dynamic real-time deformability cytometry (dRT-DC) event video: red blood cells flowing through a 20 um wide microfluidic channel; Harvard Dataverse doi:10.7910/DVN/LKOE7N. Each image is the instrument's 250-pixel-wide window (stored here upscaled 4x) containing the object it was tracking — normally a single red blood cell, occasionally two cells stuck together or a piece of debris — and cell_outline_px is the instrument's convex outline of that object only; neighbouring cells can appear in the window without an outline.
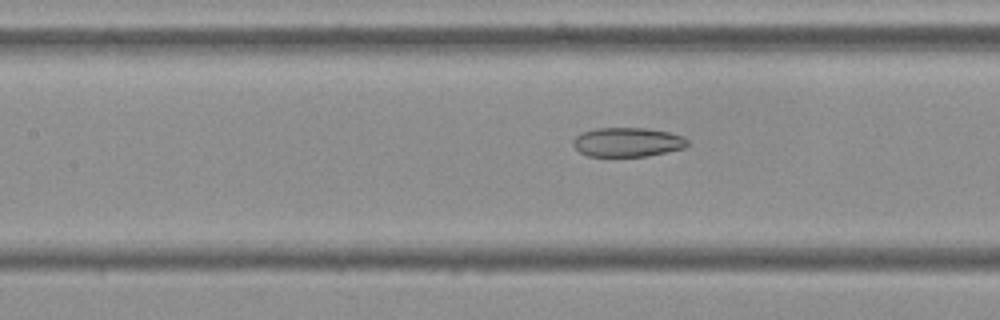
{"species": "Egyptian fruit bat (a non-hibernating species)", "species_latin": "Rousettus aegyptiacus", "temperature_condition": "cold", "stored_images_in_passage": 55, "camera_frame_rate_fps": 3000, "um_per_image_px": 0.085, "frame": {"image": 1, "passage_image": 24, "time_ms": 7.667, "image_size_px": [1000, 320], "cell_outline_px": [[688, 144], [684, 148], [648, 156], [588, 156], [580, 152], [572, 144], [572, 140], [576, 136], [584, 132], [596, 128], [644, 128], [668, 132], [684, 136], [688, 140]], "centroid_in_image_um": [53.34, 12.08], "position_along_channel_um": 154.1, "area_um2": 19.42}}
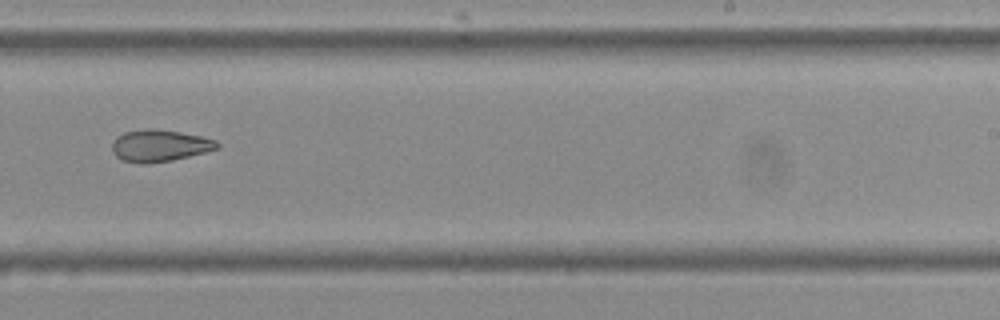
{"frame": {"image": 2, "passage_image": 34, "time_ms": 11.0, "image_size_px": [1000, 320], "cell_outline_px": [[220, 148], [172, 160], [144, 164], [124, 160], [116, 156], [112, 152], [112, 144], [116, 136], [124, 132], [148, 128], [152, 128], [180, 132], [200, 136], [216, 140], [220, 144]], "centroid_in_image_um": [13.56, 12.37], "position_along_channel_um": 275.4, "area_um2": 19.42}}
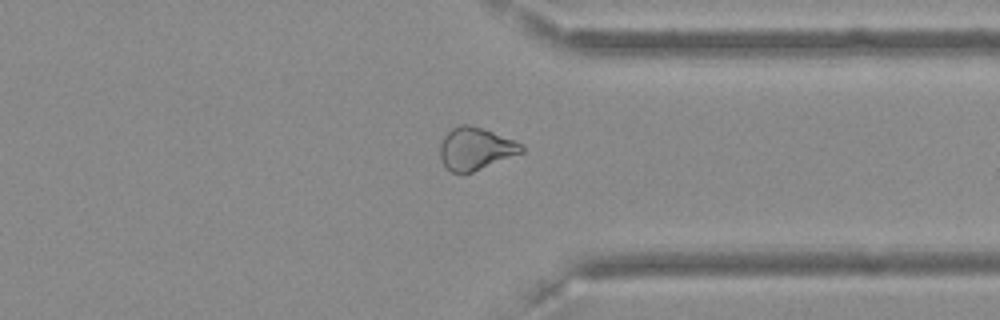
{"frame": {"image": 3, "passage_image": 42, "time_ms": 13.667, "image_size_px": [1000, 320], "cell_outline_px": [[524, 152], [472, 172], [452, 172], [444, 164], [440, 156], [440, 144], [444, 136], [452, 128], [460, 124], [468, 124], [492, 132], [524, 144]], "centroid_in_image_um": [40.43, 12.63], "position_along_channel_um": 371.0, "area_um2": 19.83}, "authors_computed_cell_mechanics": {"area_um2": 22.253, "velocity_mm_per_s": 3.6505, "shape_relaxation_time_tau1_ms": null, "shape_relaxation_time_tau2_ms": 5.5498, "deformation_change_tau1": null, "deformation_change_tau2": 0.1233}}